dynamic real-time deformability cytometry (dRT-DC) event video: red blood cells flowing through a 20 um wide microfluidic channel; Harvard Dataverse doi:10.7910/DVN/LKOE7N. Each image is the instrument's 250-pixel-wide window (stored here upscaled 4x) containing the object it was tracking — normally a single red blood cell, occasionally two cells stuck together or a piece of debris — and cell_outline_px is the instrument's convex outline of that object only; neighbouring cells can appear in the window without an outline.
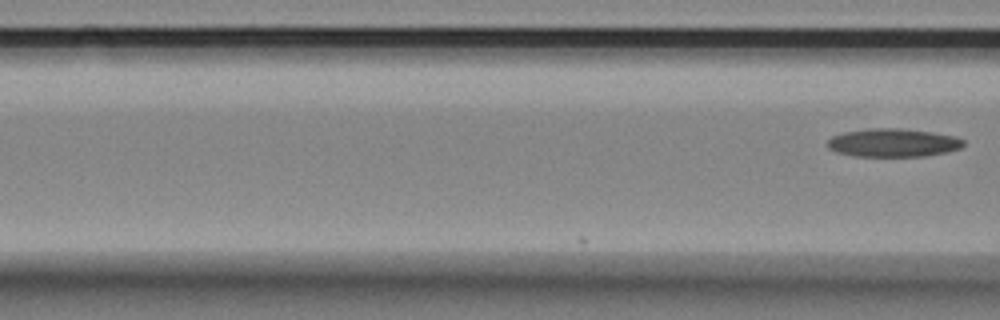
{"species": "Egyptian fruit bat (a non-hibernating species)", "species_latin": "Rousettus aegyptiacus", "temperature_condition": "room temperature", "stored_images_in_passage": 7, "camera_frame_rate_fps": 3000, "um_per_image_px": 0.085, "animal": {"sex": "female"}, "frame": {"image": 1, "passage_image": 7, "time_ms": 2.0, "image_size_px": [1000, 320], "cell_outline_px": [[964, 144], [960, 148], [948, 152], [924, 156], [856, 156], [836, 152], [828, 148], [828, 140], [832, 136], [844, 132], [872, 128], [900, 128], [932, 132], [956, 136], [964, 140]], "centroid_in_image_um": [75.93, 12.13], "position_along_channel_um": 90.7, "area_um2": 22.43}}